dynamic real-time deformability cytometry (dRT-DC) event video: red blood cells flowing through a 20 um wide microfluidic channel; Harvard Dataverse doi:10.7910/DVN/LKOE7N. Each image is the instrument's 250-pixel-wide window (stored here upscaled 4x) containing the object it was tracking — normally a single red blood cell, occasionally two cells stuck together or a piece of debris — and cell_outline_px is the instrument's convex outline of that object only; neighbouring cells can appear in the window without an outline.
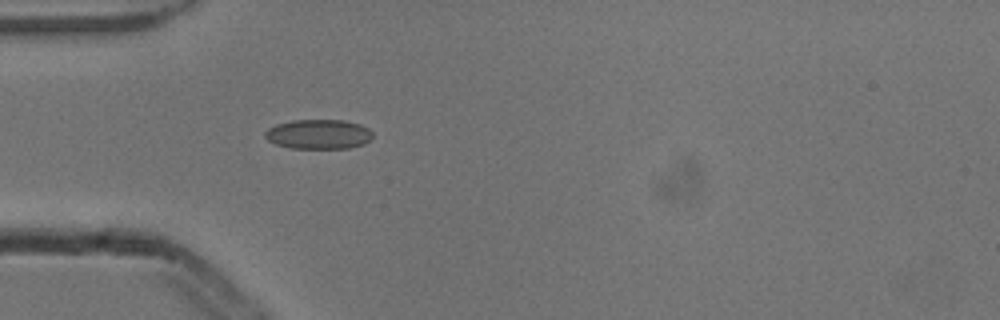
{"species": "common noctule bat (a hibernating species)", "species_latin": "Nyctalus noctula", "temperature_condition": "cold", "stored_images_in_passage": 3, "camera_frame_rate_fps": 3000, "um_per_image_px": 0.085, "animal": {"sex": "male", "body_mass_g": 13.3}, "frame": {"image": 1, "passage_image": 3, "time_ms": 0.667, "image_size_px": [1000, 320], "cell_outline_px": [[372, 136], [364, 144], [348, 148], [292, 148], [276, 144], [268, 140], [264, 136], [264, 132], [268, 128], [276, 124], [292, 120], [344, 120], [360, 124], [368, 128], [372, 132]], "centroid_in_image_um": [27.06, 11.4], "position_along_channel_um": 57.9, "area_um2": 18.55}}